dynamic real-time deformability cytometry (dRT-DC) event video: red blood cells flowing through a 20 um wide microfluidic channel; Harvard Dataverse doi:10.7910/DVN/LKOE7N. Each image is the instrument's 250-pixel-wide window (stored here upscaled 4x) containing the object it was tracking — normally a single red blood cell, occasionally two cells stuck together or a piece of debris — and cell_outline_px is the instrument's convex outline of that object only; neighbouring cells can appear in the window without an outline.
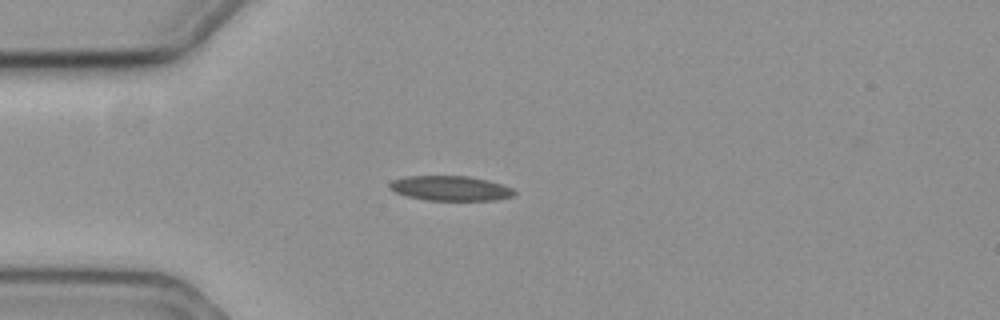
{"species": "common noctule bat (a hibernating species)", "species_latin": "Nyctalus noctula", "temperature_condition": "cold", "stored_images_in_passage": 14, "camera_frame_rate_fps": 3000, "um_per_image_px": 0.085, "animal": {"sex": "female", "body_mass_g": 19.3, "forearm_length_mm": 54.1}, "frame": {"image": 1, "passage_image": 11, "time_ms": 3.333, "image_size_px": [1000, 320], "cell_outline_px": [[516, 192], [512, 196], [492, 200], [424, 200], [404, 196], [388, 188], [388, 184], [392, 180], [404, 176], [468, 176], [488, 180], [512, 188]], "centroid_in_image_um": [38.21, 16.0], "position_along_channel_um": 46.8, "area_um2": 18.09}}